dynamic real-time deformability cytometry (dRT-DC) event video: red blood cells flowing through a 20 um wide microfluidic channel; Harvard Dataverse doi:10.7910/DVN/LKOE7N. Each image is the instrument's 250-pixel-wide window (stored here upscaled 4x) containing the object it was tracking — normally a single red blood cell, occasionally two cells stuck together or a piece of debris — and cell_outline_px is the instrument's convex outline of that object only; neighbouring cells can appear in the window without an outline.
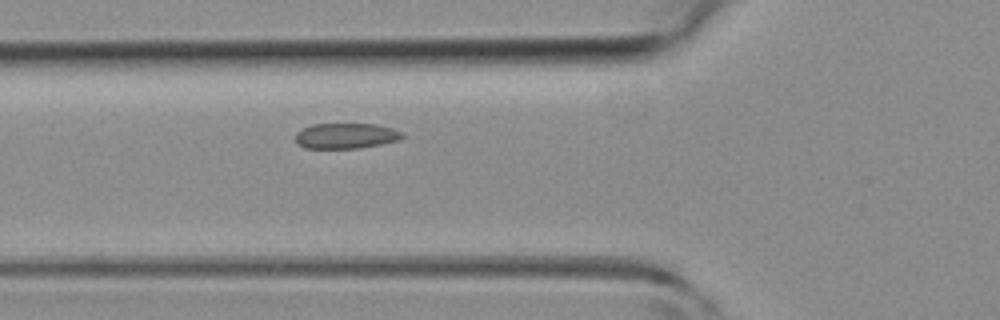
{"species": "common noctule bat (a hibernating species)", "species_latin": "Nyctalus noctula", "temperature_condition": "room temperature", "stored_images_in_passage": 4, "camera_frame_rate_fps": 3000, "um_per_image_px": 0.085, "animal": {"sex": "female", "body_mass_g": 19.3, "forearm_length_mm": 54.1}, "frame": {"image": 1, "passage_image": 4, "time_ms": 3.667, "image_size_px": [1000, 320], "cell_outline_px": [[404, 136], [400, 140], [360, 148], [304, 148], [296, 140], [296, 132], [312, 124], [376, 124], [392, 128], [404, 132]], "centroid_in_image_um": [29.44, 11.54], "position_along_channel_um": 96.4, "area_um2": 15.84}}